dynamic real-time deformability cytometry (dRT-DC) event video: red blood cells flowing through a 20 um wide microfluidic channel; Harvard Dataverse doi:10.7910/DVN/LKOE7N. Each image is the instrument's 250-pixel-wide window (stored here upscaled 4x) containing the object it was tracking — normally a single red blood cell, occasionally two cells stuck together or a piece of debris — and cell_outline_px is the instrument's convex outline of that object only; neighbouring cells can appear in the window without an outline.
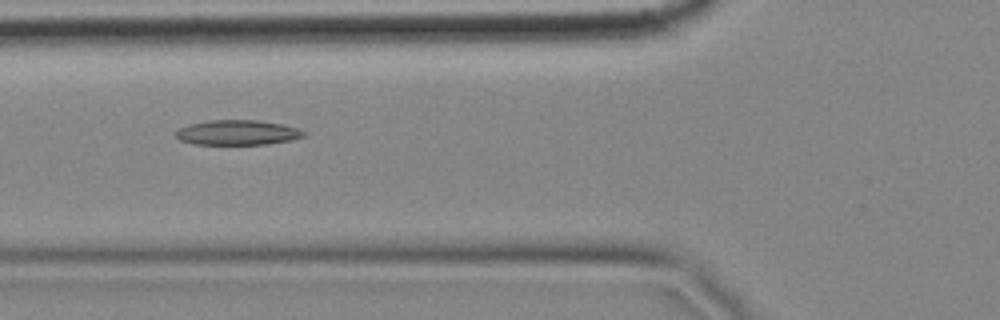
{"species": "common noctule bat (a hibernating species)", "species_latin": "Nyctalus noctula", "temperature_condition": "cold", "stored_images_in_passage": 57, "camera_frame_rate_fps": 3000, "um_per_image_px": 0.085, "animal": {"sex": "female", "body_mass_g": 18.4}, "frame": {"image": 1, "passage_image": 21, "time_ms": 6.667, "image_size_px": [1000, 320], "cell_outline_px": [[308, 132], [304, 136], [292, 140], [268, 144], [196, 144], [180, 140], [176, 136], [176, 132], [180, 128], [192, 124], [208, 120], [256, 120], [284, 124]], "centroid_in_image_um": [20.24, 11.26], "position_along_channel_um": 105.6, "area_um2": 18.5}}
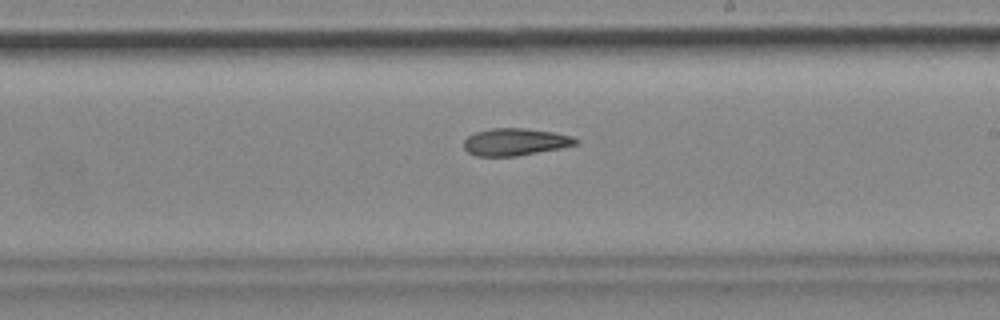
{"frame": {"image": 2, "passage_image": 33, "time_ms": 10.667, "image_size_px": [1000, 320], "cell_outline_px": [[580, 144], [560, 148], [516, 156], [476, 156], [468, 152], [464, 148], [464, 140], [468, 136], [476, 132], [492, 128], [524, 128], [552, 132], [572, 136], [580, 140]], "centroid_in_image_um": [43.81, 12.06], "position_along_channel_um": 245.2, "area_um2": 17.74}}
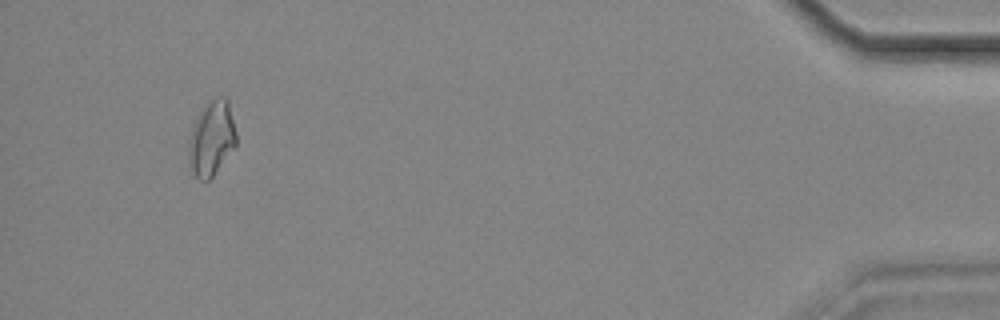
{"frame": {"image": 3, "passage_image": 54, "time_ms": 17.667, "image_size_px": [1000, 320], "cell_outline_px": [[236, 144], [212, 176], [208, 180], [200, 180], [196, 176], [192, 168], [188, 156], [188, 136], [204, 104], [208, 100], [216, 96], [224, 96], [228, 100], [236, 132]], "centroid_in_image_um": [17.98, 11.7], "position_along_channel_um": 417.2, "area_um2": 20.52}}